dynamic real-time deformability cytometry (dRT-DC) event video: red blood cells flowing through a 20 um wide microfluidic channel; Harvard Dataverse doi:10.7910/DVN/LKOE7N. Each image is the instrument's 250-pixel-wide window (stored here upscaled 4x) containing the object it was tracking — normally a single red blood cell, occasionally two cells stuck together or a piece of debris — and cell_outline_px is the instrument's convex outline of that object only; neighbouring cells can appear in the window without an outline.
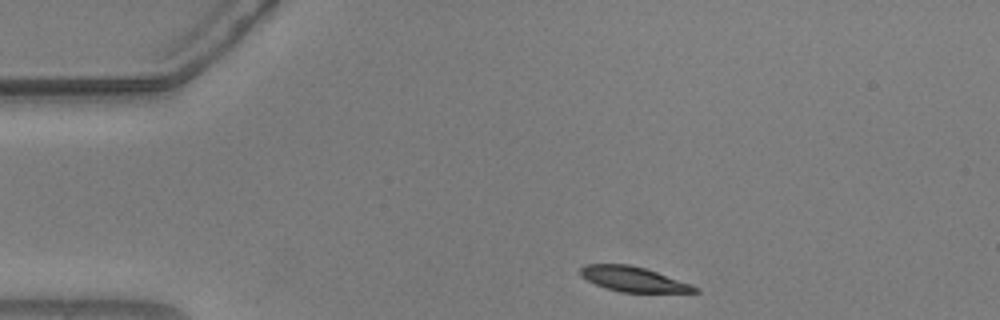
{"species": "common noctule bat (a hibernating species)", "species_latin": "Nyctalus noctula", "temperature_condition": "warm", "stored_images_in_passage": 46, "camera_frame_rate_fps": 3000, "um_per_image_px": 0.085, "animal": {"sex": "male", "body_mass_g": 20.5, "forearm_length_mm": 52.5}, "frame": {"image": 1, "passage_image": 1, "time_ms": 0.0, "image_size_px": [1000, 320], "cell_outline_px": [[700, 292], [620, 292], [604, 288], [580, 276], [580, 268], [584, 264], [628, 264], [644, 268], [692, 284], [700, 288]], "centroid_in_image_um": [53.83, 23.73], "position_along_channel_um": 31.2, "area_um2": 16.59}}
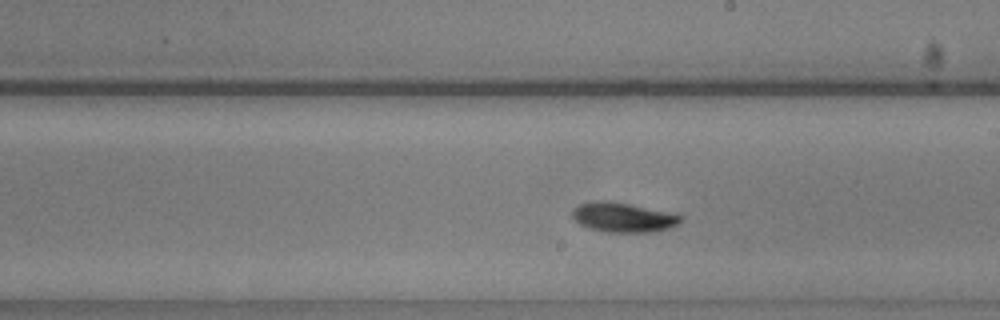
{"frame": {"image": 2, "passage_image": 22, "time_ms": 7.0, "image_size_px": [1000, 320], "cell_outline_px": [[680, 224], [668, 228], [648, 232], [608, 232], [588, 228], [580, 224], [572, 216], [572, 208], [580, 204], [600, 200], [608, 200], [628, 204], [664, 212], [680, 216]], "centroid_in_image_um": [52.89, 18.48], "position_along_channel_um": 236.1, "area_um2": 18.21}}
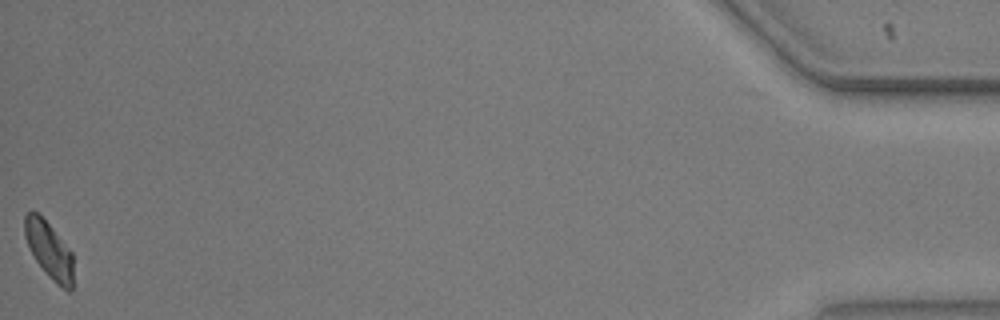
{"frame": {"image": 3, "passage_image": 46, "time_ms": 15.0, "image_size_px": [1000, 320], "cell_outline_px": [[72, 292], [68, 292], [56, 284], [48, 276], [36, 260], [24, 236], [24, 216], [28, 212], [36, 212], [52, 228], [72, 252]], "centroid_in_image_um": [4.18, 21.29], "position_along_channel_um": 431.0, "area_um2": 15.78}, "authors_computed_cell_mechanics": {"area_um2": 17.6868, "velocity_mm_per_s": 3.6591, "shape_relaxation_time_tau1_ms": 2.5742, "shape_relaxation_time_tau2_ms": null, "deformation_change_tau1": 0.1327, "deformation_change_tau2": null}}